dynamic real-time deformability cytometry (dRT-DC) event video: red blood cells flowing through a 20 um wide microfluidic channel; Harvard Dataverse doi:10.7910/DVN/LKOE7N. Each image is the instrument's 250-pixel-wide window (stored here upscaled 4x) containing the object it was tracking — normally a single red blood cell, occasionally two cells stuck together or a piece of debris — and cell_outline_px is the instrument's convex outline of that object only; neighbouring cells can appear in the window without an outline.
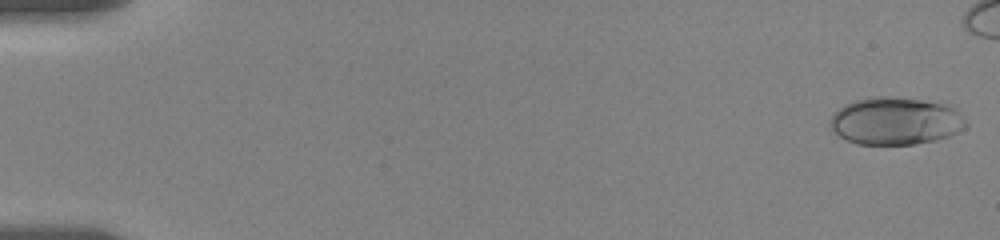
{"species": "human", "species_latin": "Homo sapiens", "temperature_condition": "room temperature", "stored_images_in_passage": 52, "camera_frame_rate_fps": 3000, "um_per_image_px": 0.085, "donor": {"sex": "female"}, "frame": {"image": 1, "passage_image": 1, "time_ms": 0.0, "image_size_px": [1000, 240], "cell_outline_px": [[968, 124], [964, 128], [948, 136], [936, 140], [916, 144], [856, 144], [844, 140], [828, 124], [832, 116], [840, 108], [856, 100], [880, 96], [920, 100], [940, 104], [952, 108], [968, 120]], "centroid_in_image_um": [76.11, 10.31], "position_along_channel_um": 8.9, "area_um2": 36.99}}
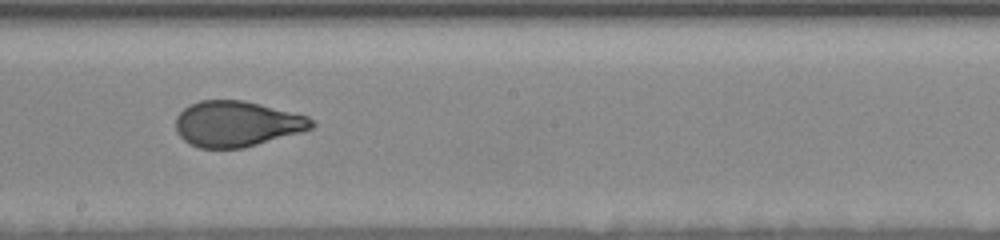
{"frame": {"image": 2, "passage_image": 33, "time_ms": 10.667, "image_size_px": [1000, 240], "cell_outline_px": [[316, 124], [312, 128], [300, 132], [244, 148], [200, 148], [184, 140], [176, 132], [176, 116], [184, 108], [200, 100], [244, 100], [308, 116]], "centroid_in_image_um": [20.12, 10.52], "position_along_channel_um": 228.1, "area_um2": 35.95}}
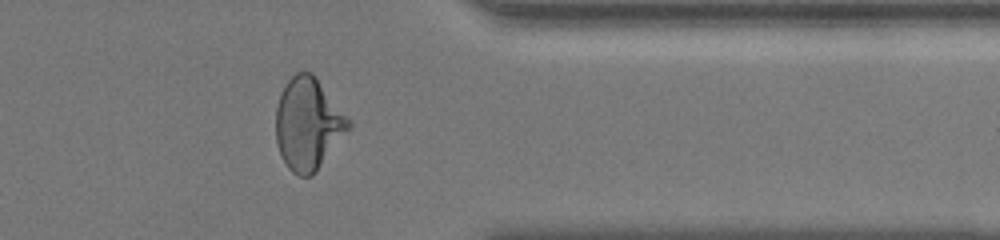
{"frame": {"image": 3, "passage_image": 47, "time_ms": 15.333, "image_size_px": [1000, 240], "cell_outline_px": [[352, 124], [316, 172], [312, 176], [300, 176], [292, 172], [288, 168], [280, 152], [276, 140], [276, 108], [280, 92], [284, 84], [296, 72], [312, 72], [316, 76]], "centroid_in_image_um": [26.16, 10.52], "position_along_channel_um": 385.2, "area_um2": 38.55}}